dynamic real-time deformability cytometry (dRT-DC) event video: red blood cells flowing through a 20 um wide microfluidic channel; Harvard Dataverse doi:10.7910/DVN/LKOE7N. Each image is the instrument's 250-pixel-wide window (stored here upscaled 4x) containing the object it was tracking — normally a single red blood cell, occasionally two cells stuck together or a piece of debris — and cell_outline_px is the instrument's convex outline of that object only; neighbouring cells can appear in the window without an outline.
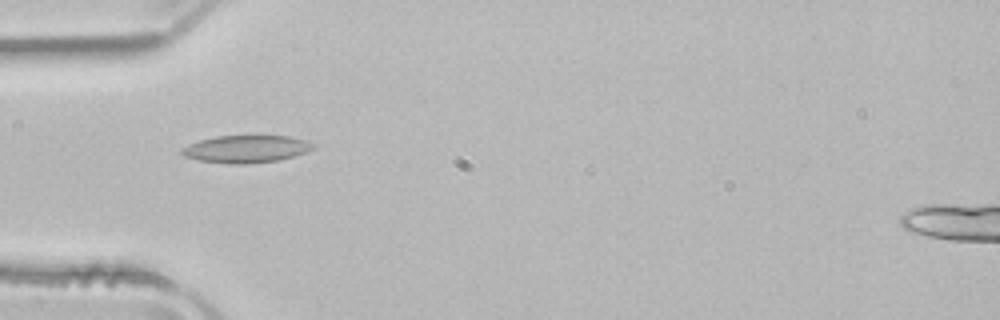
{"species": "common noctule bat (a hibernating species)", "species_latin": "Nyctalus noctula", "temperature_condition": "room temperature", "stored_images_in_passage": 41, "camera_frame_rate_fps": 3000, "um_per_image_px": 0.085, "animal": {"sex": "male", "body_mass_g": 21.5, "forearm_length_mm": 52.0}, "frame": {"image": 1, "passage_image": 6, "time_ms": 1.667, "image_size_px": [1000, 320], "cell_outline_px": [[316, 148], [280, 160], [248, 164], [228, 164], [200, 160], [184, 156], [180, 152], [180, 148], [188, 144], [200, 140], [216, 136], [260, 132], [288, 136], [304, 140], [316, 144]], "centroid_in_image_um": [20.94, 12.61], "position_along_channel_um": 64.1, "area_um2": 22.02}}
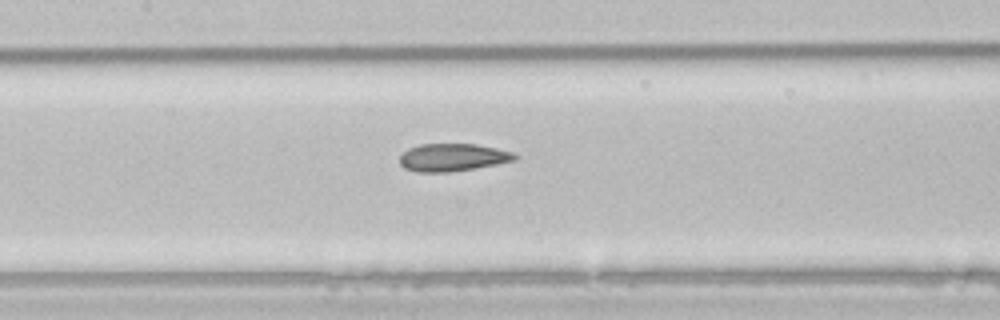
{"frame": {"image": 2, "passage_image": 14, "time_ms": 4.333, "image_size_px": [1000, 320], "cell_outline_px": [[516, 160], [476, 168], [448, 172], [416, 172], [404, 168], [400, 164], [400, 156], [408, 148], [420, 144], [476, 144], [496, 148], [512, 152], [516, 156]], "centroid_in_image_um": [38.45, 13.38], "position_along_channel_um": 169.0, "area_um2": 18.5}}
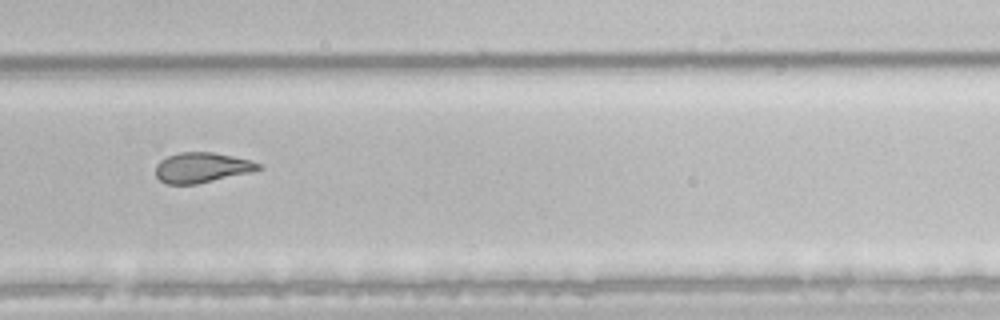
{"frame": {"image": 3, "passage_image": 25, "time_ms": 8.0, "image_size_px": [1000, 320], "cell_outline_px": [[264, 168], [252, 172], [196, 184], [168, 184], [160, 180], [156, 176], [156, 164], [160, 160], [168, 156], [180, 152], [212, 152], [232, 156], [264, 164]], "centroid_in_image_um": [17.18, 14.24], "position_along_channel_um": 312.6, "area_um2": 18.09}, "authors_computed_cell_mechanics": {"area_um2": 19.1318, "velocity_mm_per_s": 3.9407, "shape_relaxation_time_tau1_ms": null, "shape_relaxation_time_tau2_ms": 3.1242, "deformation_change_tau1": null, "deformation_change_tau2": 0.1002}}